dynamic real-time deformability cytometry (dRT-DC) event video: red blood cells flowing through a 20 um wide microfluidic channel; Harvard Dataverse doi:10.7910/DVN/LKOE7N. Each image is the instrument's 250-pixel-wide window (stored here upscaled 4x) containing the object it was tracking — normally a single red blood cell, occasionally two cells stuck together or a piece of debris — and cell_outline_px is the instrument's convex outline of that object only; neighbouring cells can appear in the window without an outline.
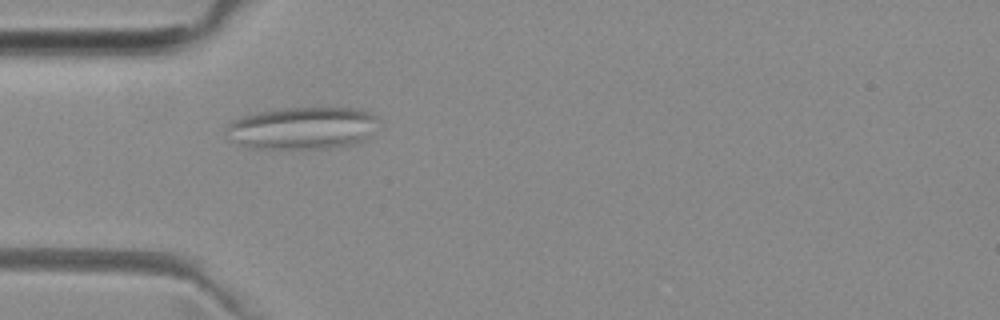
{"species": "common noctule bat (a hibernating species)", "species_latin": "Nyctalus noctula", "temperature_condition": "room temperature", "stored_images_in_passage": 43, "camera_frame_rate_fps": 3000, "um_per_image_px": 0.085, "animal": {"sex": "female", "body_mass_g": 29.2, "forearm_length_mm": 56.3}, "frame": {"image": 1, "passage_image": 6, "time_ms": 1.667, "image_size_px": [1000, 320], "cell_outline_px": [[380, 120], [364, 140], [332, 148], [248, 148], [228, 140], [228, 124], [232, 120], [240, 116], [256, 112], [280, 108], [356, 108], [372, 112]], "centroid_in_image_um": [25.67, 10.87], "position_along_channel_um": 59.3, "area_um2": 37.63}}
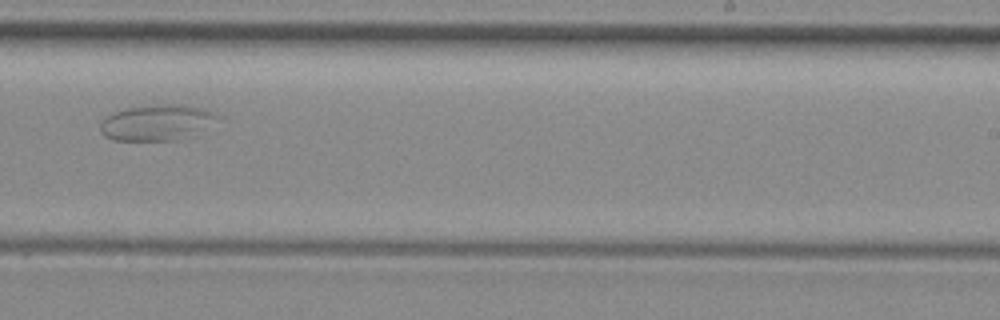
{"frame": {"image": 2, "passage_image": 23, "time_ms": 7.333, "image_size_px": [1000, 320], "cell_outline_px": [[224, 116], [172, 140], [112, 140], [104, 136], [100, 132], [100, 124], [108, 116], [116, 112], [128, 108], [156, 104], [180, 104], [204, 108], [216, 112]], "centroid_in_image_um": [13.26, 10.38], "position_along_channel_um": 275.7, "area_um2": 23.58}}
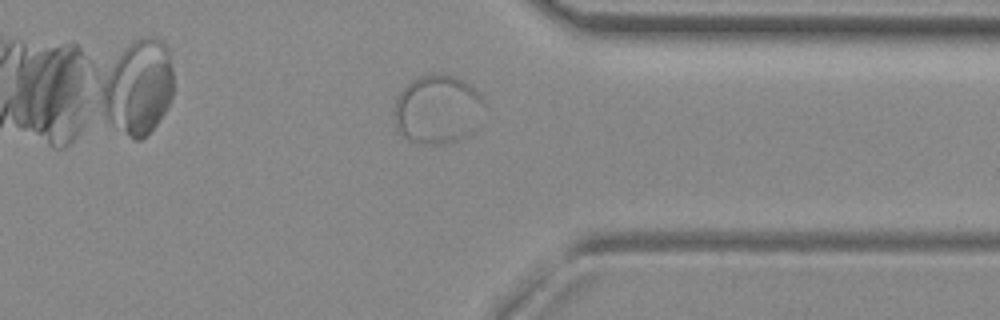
{"frame": {"image": 3, "passage_image": 31, "time_ms": 10.0, "image_size_px": [1000, 320], "cell_outline_px": [[488, 104], [472, 136], [452, 144], [424, 144], [408, 140], [396, 128], [392, 112], [396, 100], [400, 92], [412, 80], [420, 76], [432, 72], [456, 76], [464, 80]], "centroid_in_image_um": [37.23, 9.33], "position_along_channel_um": 374.2, "area_um2": 37.22}}